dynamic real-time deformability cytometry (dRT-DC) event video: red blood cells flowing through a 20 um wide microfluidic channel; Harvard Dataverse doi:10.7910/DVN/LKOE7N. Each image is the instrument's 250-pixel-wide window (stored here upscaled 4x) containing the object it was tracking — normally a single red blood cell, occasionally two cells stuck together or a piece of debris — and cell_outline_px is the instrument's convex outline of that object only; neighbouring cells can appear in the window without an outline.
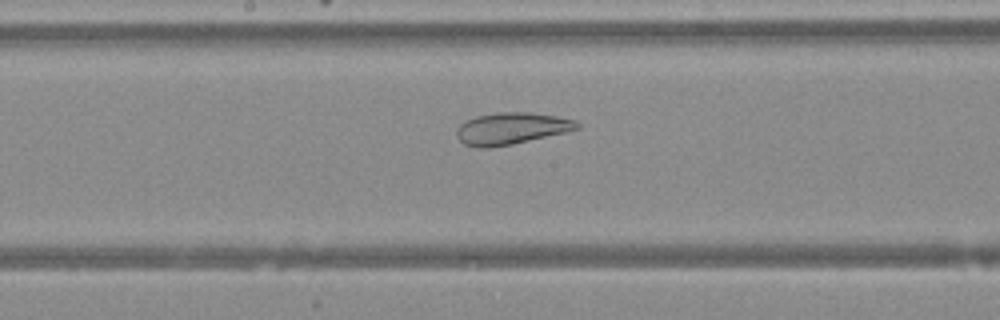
{"species": "Egyptian fruit bat (a non-hibernating species)", "species_latin": "Rousettus aegyptiacus", "temperature_condition": "warm", "stored_images_in_passage": 38, "camera_frame_rate_fps": 3000, "um_per_image_px": 0.085, "animal": {"sex": "female"}, "frame": {"image": 1, "passage_image": 15, "time_ms": 4.667, "image_size_px": [1000, 320], "cell_outline_px": [[580, 128], [568, 132], [512, 144], [484, 148], [480, 148], [464, 144], [456, 136], [456, 128], [464, 120], [476, 116], [496, 112], [528, 112], [556, 116], [576, 120], [580, 124]], "centroid_in_image_um": [43.46, 10.91], "position_along_channel_um": 204.7, "area_um2": 22.48}}
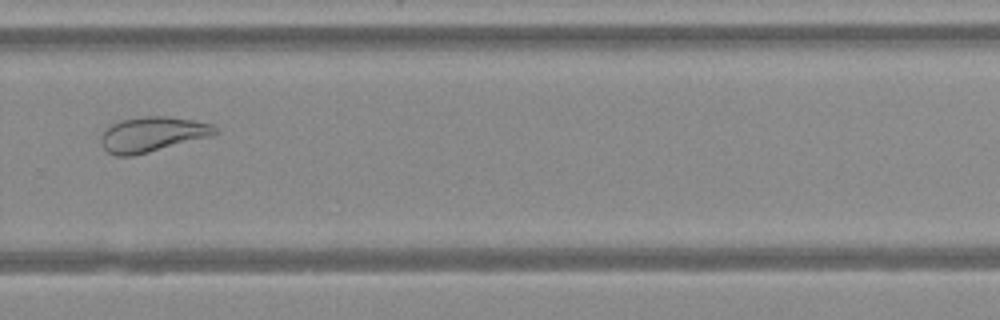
{"frame": {"image": 2, "passage_image": 23, "time_ms": 7.333, "image_size_px": [1000, 320], "cell_outline_px": [[220, 132], [212, 136], [132, 156], [116, 156], [108, 152], [100, 144], [100, 136], [112, 124], [120, 120], [144, 116], [168, 116], [196, 120], [212, 124]], "centroid_in_image_um": [12.97, 11.41], "position_along_channel_um": 316.8, "area_um2": 23.35}}
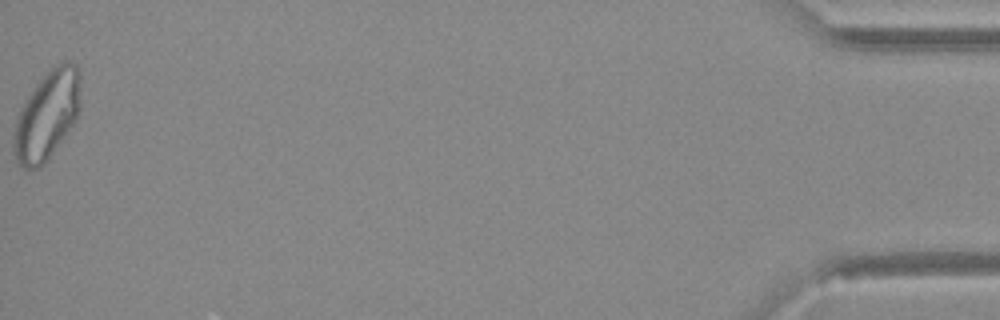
{"frame": {"image": 3, "passage_image": 38, "time_ms": 12.333, "image_size_px": [1000, 320], "cell_outline_px": [[80, 108], [76, 120], [48, 160], [40, 168], [24, 168], [16, 160], [12, 144], [16, 120], [20, 108], [36, 84], [56, 64], [64, 60], [68, 60], [76, 64], [80, 68]], "centroid_in_image_um": [4.02, 9.79], "position_along_channel_um": 431.2, "area_um2": 34.68}}